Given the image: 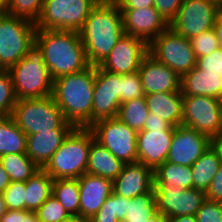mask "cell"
I'll use <instances>...</instances> for the list:
<instances>
[{
    "label": "cell",
    "mask_w": 222,
    "mask_h": 222,
    "mask_svg": "<svg viewBox=\"0 0 222 222\" xmlns=\"http://www.w3.org/2000/svg\"><path fill=\"white\" fill-rule=\"evenodd\" d=\"M79 34L88 63L99 66L125 34L118 3L115 0H99Z\"/></svg>",
    "instance_id": "6da1fadb"
},
{
    "label": "cell",
    "mask_w": 222,
    "mask_h": 222,
    "mask_svg": "<svg viewBox=\"0 0 222 222\" xmlns=\"http://www.w3.org/2000/svg\"><path fill=\"white\" fill-rule=\"evenodd\" d=\"M35 43L43 52L52 80L81 72L90 66L77 31L36 30Z\"/></svg>",
    "instance_id": "7a4b0ae2"
},
{
    "label": "cell",
    "mask_w": 222,
    "mask_h": 222,
    "mask_svg": "<svg viewBox=\"0 0 222 222\" xmlns=\"http://www.w3.org/2000/svg\"><path fill=\"white\" fill-rule=\"evenodd\" d=\"M95 66L53 80L52 97L66 121L75 127L92 125Z\"/></svg>",
    "instance_id": "3957f363"
},
{
    "label": "cell",
    "mask_w": 222,
    "mask_h": 222,
    "mask_svg": "<svg viewBox=\"0 0 222 222\" xmlns=\"http://www.w3.org/2000/svg\"><path fill=\"white\" fill-rule=\"evenodd\" d=\"M94 134L89 127H75L43 168L53 179L80 178L86 173Z\"/></svg>",
    "instance_id": "277c9868"
},
{
    "label": "cell",
    "mask_w": 222,
    "mask_h": 222,
    "mask_svg": "<svg viewBox=\"0 0 222 222\" xmlns=\"http://www.w3.org/2000/svg\"><path fill=\"white\" fill-rule=\"evenodd\" d=\"M10 73L17 100L52 95L53 80L44 61L42 50L34 43L26 56L13 65Z\"/></svg>",
    "instance_id": "5b68a950"
},
{
    "label": "cell",
    "mask_w": 222,
    "mask_h": 222,
    "mask_svg": "<svg viewBox=\"0 0 222 222\" xmlns=\"http://www.w3.org/2000/svg\"><path fill=\"white\" fill-rule=\"evenodd\" d=\"M11 117L26 135L58 129L66 121L52 95L17 100Z\"/></svg>",
    "instance_id": "8992f818"
},
{
    "label": "cell",
    "mask_w": 222,
    "mask_h": 222,
    "mask_svg": "<svg viewBox=\"0 0 222 222\" xmlns=\"http://www.w3.org/2000/svg\"><path fill=\"white\" fill-rule=\"evenodd\" d=\"M35 23L8 14L0 15V70L8 71L26 56L35 43Z\"/></svg>",
    "instance_id": "52a82bcc"
},
{
    "label": "cell",
    "mask_w": 222,
    "mask_h": 222,
    "mask_svg": "<svg viewBox=\"0 0 222 222\" xmlns=\"http://www.w3.org/2000/svg\"><path fill=\"white\" fill-rule=\"evenodd\" d=\"M99 0H44L36 30L79 32Z\"/></svg>",
    "instance_id": "ba28073f"
},
{
    "label": "cell",
    "mask_w": 222,
    "mask_h": 222,
    "mask_svg": "<svg viewBox=\"0 0 222 222\" xmlns=\"http://www.w3.org/2000/svg\"><path fill=\"white\" fill-rule=\"evenodd\" d=\"M149 54L165 64L180 77L196 66V56L191 42L170 26L162 31L149 45Z\"/></svg>",
    "instance_id": "9c48e42d"
},
{
    "label": "cell",
    "mask_w": 222,
    "mask_h": 222,
    "mask_svg": "<svg viewBox=\"0 0 222 222\" xmlns=\"http://www.w3.org/2000/svg\"><path fill=\"white\" fill-rule=\"evenodd\" d=\"M97 142L123 164L138 162L137 132L119 118L103 119L89 127Z\"/></svg>",
    "instance_id": "30bf717a"
},
{
    "label": "cell",
    "mask_w": 222,
    "mask_h": 222,
    "mask_svg": "<svg viewBox=\"0 0 222 222\" xmlns=\"http://www.w3.org/2000/svg\"><path fill=\"white\" fill-rule=\"evenodd\" d=\"M222 100L209 96H183L182 125L208 136L221 133Z\"/></svg>",
    "instance_id": "8fae6325"
},
{
    "label": "cell",
    "mask_w": 222,
    "mask_h": 222,
    "mask_svg": "<svg viewBox=\"0 0 222 222\" xmlns=\"http://www.w3.org/2000/svg\"><path fill=\"white\" fill-rule=\"evenodd\" d=\"M222 8L211 0H184L169 26L187 39L212 29Z\"/></svg>",
    "instance_id": "7c38bea8"
},
{
    "label": "cell",
    "mask_w": 222,
    "mask_h": 222,
    "mask_svg": "<svg viewBox=\"0 0 222 222\" xmlns=\"http://www.w3.org/2000/svg\"><path fill=\"white\" fill-rule=\"evenodd\" d=\"M121 105V75L95 66L92 125L118 116Z\"/></svg>",
    "instance_id": "4fadbf2b"
},
{
    "label": "cell",
    "mask_w": 222,
    "mask_h": 222,
    "mask_svg": "<svg viewBox=\"0 0 222 222\" xmlns=\"http://www.w3.org/2000/svg\"><path fill=\"white\" fill-rule=\"evenodd\" d=\"M157 212L166 218L189 216L197 213L206 200L204 191L196 188H174L173 186H154Z\"/></svg>",
    "instance_id": "5bb4252c"
},
{
    "label": "cell",
    "mask_w": 222,
    "mask_h": 222,
    "mask_svg": "<svg viewBox=\"0 0 222 222\" xmlns=\"http://www.w3.org/2000/svg\"><path fill=\"white\" fill-rule=\"evenodd\" d=\"M148 53V44L143 39L124 34L99 67L119 75L132 74L138 72Z\"/></svg>",
    "instance_id": "9a60e30c"
},
{
    "label": "cell",
    "mask_w": 222,
    "mask_h": 222,
    "mask_svg": "<svg viewBox=\"0 0 222 222\" xmlns=\"http://www.w3.org/2000/svg\"><path fill=\"white\" fill-rule=\"evenodd\" d=\"M211 146V139L193 128L178 125L174 133L166 161L192 166Z\"/></svg>",
    "instance_id": "2e32d148"
},
{
    "label": "cell",
    "mask_w": 222,
    "mask_h": 222,
    "mask_svg": "<svg viewBox=\"0 0 222 222\" xmlns=\"http://www.w3.org/2000/svg\"><path fill=\"white\" fill-rule=\"evenodd\" d=\"M120 10L125 34L141 38L148 45L169 27L154 7Z\"/></svg>",
    "instance_id": "e0dca14e"
},
{
    "label": "cell",
    "mask_w": 222,
    "mask_h": 222,
    "mask_svg": "<svg viewBox=\"0 0 222 222\" xmlns=\"http://www.w3.org/2000/svg\"><path fill=\"white\" fill-rule=\"evenodd\" d=\"M138 74L145 95L180 91L181 77L149 53L143 58Z\"/></svg>",
    "instance_id": "ac0fdd59"
},
{
    "label": "cell",
    "mask_w": 222,
    "mask_h": 222,
    "mask_svg": "<svg viewBox=\"0 0 222 222\" xmlns=\"http://www.w3.org/2000/svg\"><path fill=\"white\" fill-rule=\"evenodd\" d=\"M74 128L73 124L65 121L58 129L27 135V156L40 169H43Z\"/></svg>",
    "instance_id": "d6986e66"
},
{
    "label": "cell",
    "mask_w": 222,
    "mask_h": 222,
    "mask_svg": "<svg viewBox=\"0 0 222 222\" xmlns=\"http://www.w3.org/2000/svg\"><path fill=\"white\" fill-rule=\"evenodd\" d=\"M174 129L142 130L137 133L138 162L153 170L168 156Z\"/></svg>",
    "instance_id": "ffe728a7"
},
{
    "label": "cell",
    "mask_w": 222,
    "mask_h": 222,
    "mask_svg": "<svg viewBox=\"0 0 222 222\" xmlns=\"http://www.w3.org/2000/svg\"><path fill=\"white\" fill-rule=\"evenodd\" d=\"M113 193L135 198L154 188V170L142 163L124 164L121 173L112 181Z\"/></svg>",
    "instance_id": "44dd1931"
},
{
    "label": "cell",
    "mask_w": 222,
    "mask_h": 222,
    "mask_svg": "<svg viewBox=\"0 0 222 222\" xmlns=\"http://www.w3.org/2000/svg\"><path fill=\"white\" fill-rule=\"evenodd\" d=\"M79 216L91 219L112 194V180L85 173L78 178Z\"/></svg>",
    "instance_id": "7402d4cb"
},
{
    "label": "cell",
    "mask_w": 222,
    "mask_h": 222,
    "mask_svg": "<svg viewBox=\"0 0 222 222\" xmlns=\"http://www.w3.org/2000/svg\"><path fill=\"white\" fill-rule=\"evenodd\" d=\"M183 96H209L222 100V72H202L197 66L181 77Z\"/></svg>",
    "instance_id": "603a6c76"
},
{
    "label": "cell",
    "mask_w": 222,
    "mask_h": 222,
    "mask_svg": "<svg viewBox=\"0 0 222 222\" xmlns=\"http://www.w3.org/2000/svg\"><path fill=\"white\" fill-rule=\"evenodd\" d=\"M149 113L170 123L173 127L182 125L183 95L179 92H156L145 95Z\"/></svg>",
    "instance_id": "cb8c5ba5"
},
{
    "label": "cell",
    "mask_w": 222,
    "mask_h": 222,
    "mask_svg": "<svg viewBox=\"0 0 222 222\" xmlns=\"http://www.w3.org/2000/svg\"><path fill=\"white\" fill-rule=\"evenodd\" d=\"M124 164L95 139L91 142L86 173L114 180Z\"/></svg>",
    "instance_id": "d4e9b609"
},
{
    "label": "cell",
    "mask_w": 222,
    "mask_h": 222,
    "mask_svg": "<svg viewBox=\"0 0 222 222\" xmlns=\"http://www.w3.org/2000/svg\"><path fill=\"white\" fill-rule=\"evenodd\" d=\"M191 166H183L165 161L154 170V186L193 188Z\"/></svg>",
    "instance_id": "484cf974"
},
{
    "label": "cell",
    "mask_w": 222,
    "mask_h": 222,
    "mask_svg": "<svg viewBox=\"0 0 222 222\" xmlns=\"http://www.w3.org/2000/svg\"><path fill=\"white\" fill-rule=\"evenodd\" d=\"M53 181L44 169H40L25 182L26 211L35 212L52 195Z\"/></svg>",
    "instance_id": "4316f807"
},
{
    "label": "cell",
    "mask_w": 222,
    "mask_h": 222,
    "mask_svg": "<svg viewBox=\"0 0 222 222\" xmlns=\"http://www.w3.org/2000/svg\"><path fill=\"white\" fill-rule=\"evenodd\" d=\"M220 165L217 152L210 146L191 166L193 188L206 192Z\"/></svg>",
    "instance_id": "83f0119b"
},
{
    "label": "cell",
    "mask_w": 222,
    "mask_h": 222,
    "mask_svg": "<svg viewBox=\"0 0 222 222\" xmlns=\"http://www.w3.org/2000/svg\"><path fill=\"white\" fill-rule=\"evenodd\" d=\"M27 135L17 126L11 116L0 117V156L26 153Z\"/></svg>",
    "instance_id": "f1b7e54d"
},
{
    "label": "cell",
    "mask_w": 222,
    "mask_h": 222,
    "mask_svg": "<svg viewBox=\"0 0 222 222\" xmlns=\"http://www.w3.org/2000/svg\"><path fill=\"white\" fill-rule=\"evenodd\" d=\"M0 163L8 173L11 182H26L40 170L26 153L2 155Z\"/></svg>",
    "instance_id": "f546056e"
},
{
    "label": "cell",
    "mask_w": 222,
    "mask_h": 222,
    "mask_svg": "<svg viewBox=\"0 0 222 222\" xmlns=\"http://www.w3.org/2000/svg\"><path fill=\"white\" fill-rule=\"evenodd\" d=\"M79 183L77 178L55 179L52 195L60 202L70 216H79Z\"/></svg>",
    "instance_id": "4dcf8cb0"
},
{
    "label": "cell",
    "mask_w": 222,
    "mask_h": 222,
    "mask_svg": "<svg viewBox=\"0 0 222 222\" xmlns=\"http://www.w3.org/2000/svg\"><path fill=\"white\" fill-rule=\"evenodd\" d=\"M148 114L149 110L144 96L122 103L117 118L138 133L144 129Z\"/></svg>",
    "instance_id": "1f68e13d"
},
{
    "label": "cell",
    "mask_w": 222,
    "mask_h": 222,
    "mask_svg": "<svg viewBox=\"0 0 222 222\" xmlns=\"http://www.w3.org/2000/svg\"><path fill=\"white\" fill-rule=\"evenodd\" d=\"M156 213L155 194L152 190L135 198H128V214L124 220L126 222H147Z\"/></svg>",
    "instance_id": "d6a6232c"
},
{
    "label": "cell",
    "mask_w": 222,
    "mask_h": 222,
    "mask_svg": "<svg viewBox=\"0 0 222 222\" xmlns=\"http://www.w3.org/2000/svg\"><path fill=\"white\" fill-rule=\"evenodd\" d=\"M44 0H8L6 14L36 23L40 17Z\"/></svg>",
    "instance_id": "836d02e7"
},
{
    "label": "cell",
    "mask_w": 222,
    "mask_h": 222,
    "mask_svg": "<svg viewBox=\"0 0 222 222\" xmlns=\"http://www.w3.org/2000/svg\"><path fill=\"white\" fill-rule=\"evenodd\" d=\"M17 97L10 73L0 70V117H9L12 114Z\"/></svg>",
    "instance_id": "e575fe53"
},
{
    "label": "cell",
    "mask_w": 222,
    "mask_h": 222,
    "mask_svg": "<svg viewBox=\"0 0 222 222\" xmlns=\"http://www.w3.org/2000/svg\"><path fill=\"white\" fill-rule=\"evenodd\" d=\"M35 213L39 222H64L70 217L54 195H51Z\"/></svg>",
    "instance_id": "d590c367"
},
{
    "label": "cell",
    "mask_w": 222,
    "mask_h": 222,
    "mask_svg": "<svg viewBox=\"0 0 222 222\" xmlns=\"http://www.w3.org/2000/svg\"><path fill=\"white\" fill-rule=\"evenodd\" d=\"M189 40L196 59L201 56L209 55L214 50L221 47L214 28L204 31L200 35L194 36Z\"/></svg>",
    "instance_id": "8d00e7d4"
},
{
    "label": "cell",
    "mask_w": 222,
    "mask_h": 222,
    "mask_svg": "<svg viewBox=\"0 0 222 222\" xmlns=\"http://www.w3.org/2000/svg\"><path fill=\"white\" fill-rule=\"evenodd\" d=\"M144 96L145 94L138 72L121 75V104Z\"/></svg>",
    "instance_id": "74e56055"
},
{
    "label": "cell",
    "mask_w": 222,
    "mask_h": 222,
    "mask_svg": "<svg viewBox=\"0 0 222 222\" xmlns=\"http://www.w3.org/2000/svg\"><path fill=\"white\" fill-rule=\"evenodd\" d=\"M25 182H11L2 193L6 208L9 210H26Z\"/></svg>",
    "instance_id": "f35d334b"
},
{
    "label": "cell",
    "mask_w": 222,
    "mask_h": 222,
    "mask_svg": "<svg viewBox=\"0 0 222 222\" xmlns=\"http://www.w3.org/2000/svg\"><path fill=\"white\" fill-rule=\"evenodd\" d=\"M195 217L197 222H222V203L206 199Z\"/></svg>",
    "instance_id": "ab89813d"
},
{
    "label": "cell",
    "mask_w": 222,
    "mask_h": 222,
    "mask_svg": "<svg viewBox=\"0 0 222 222\" xmlns=\"http://www.w3.org/2000/svg\"><path fill=\"white\" fill-rule=\"evenodd\" d=\"M196 66L202 72H222V47L206 56L197 58Z\"/></svg>",
    "instance_id": "60d3db41"
},
{
    "label": "cell",
    "mask_w": 222,
    "mask_h": 222,
    "mask_svg": "<svg viewBox=\"0 0 222 222\" xmlns=\"http://www.w3.org/2000/svg\"><path fill=\"white\" fill-rule=\"evenodd\" d=\"M184 0H155L154 8L170 24L177 16L178 10Z\"/></svg>",
    "instance_id": "b9f144b4"
},
{
    "label": "cell",
    "mask_w": 222,
    "mask_h": 222,
    "mask_svg": "<svg viewBox=\"0 0 222 222\" xmlns=\"http://www.w3.org/2000/svg\"><path fill=\"white\" fill-rule=\"evenodd\" d=\"M118 217L114 208V193L106 199L98 212L89 219V222H117Z\"/></svg>",
    "instance_id": "7bdbcfd3"
},
{
    "label": "cell",
    "mask_w": 222,
    "mask_h": 222,
    "mask_svg": "<svg viewBox=\"0 0 222 222\" xmlns=\"http://www.w3.org/2000/svg\"><path fill=\"white\" fill-rule=\"evenodd\" d=\"M205 195L207 200L222 203V163Z\"/></svg>",
    "instance_id": "ee69618b"
},
{
    "label": "cell",
    "mask_w": 222,
    "mask_h": 222,
    "mask_svg": "<svg viewBox=\"0 0 222 222\" xmlns=\"http://www.w3.org/2000/svg\"><path fill=\"white\" fill-rule=\"evenodd\" d=\"M152 129H174V127L170 123L166 122L164 119L157 117L152 113H149L145 121L143 130L152 131Z\"/></svg>",
    "instance_id": "f6af8a7d"
},
{
    "label": "cell",
    "mask_w": 222,
    "mask_h": 222,
    "mask_svg": "<svg viewBox=\"0 0 222 222\" xmlns=\"http://www.w3.org/2000/svg\"><path fill=\"white\" fill-rule=\"evenodd\" d=\"M120 9H140L154 7L155 0H115Z\"/></svg>",
    "instance_id": "bcb514c9"
},
{
    "label": "cell",
    "mask_w": 222,
    "mask_h": 222,
    "mask_svg": "<svg viewBox=\"0 0 222 222\" xmlns=\"http://www.w3.org/2000/svg\"><path fill=\"white\" fill-rule=\"evenodd\" d=\"M114 208L118 220H124L128 214V198L119 196L114 193Z\"/></svg>",
    "instance_id": "7dc6e473"
},
{
    "label": "cell",
    "mask_w": 222,
    "mask_h": 222,
    "mask_svg": "<svg viewBox=\"0 0 222 222\" xmlns=\"http://www.w3.org/2000/svg\"><path fill=\"white\" fill-rule=\"evenodd\" d=\"M26 210H9L1 217L0 222H21L23 216L27 213Z\"/></svg>",
    "instance_id": "c3c4849f"
},
{
    "label": "cell",
    "mask_w": 222,
    "mask_h": 222,
    "mask_svg": "<svg viewBox=\"0 0 222 222\" xmlns=\"http://www.w3.org/2000/svg\"><path fill=\"white\" fill-rule=\"evenodd\" d=\"M211 146L217 152L218 158L222 163V133L211 138Z\"/></svg>",
    "instance_id": "681fc988"
},
{
    "label": "cell",
    "mask_w": 222,
    "mask_h": 222,
    "mask_svg": "<svg viewBox=\"0 0 222 222\" xmlns=\"http://www.w3.org/2000/svg\"><path fill=\"white\" fill-rule=\"evenodd\" d=\"M10 183L9 175L0 163V193H3Z\"/></svg>",
    "instance_id": "f907efd6"
},
{
    "label": "cell",
    "mask_w": 222,
    "mask_h": 222,
    "mask_svg": "<svg viewBox=\"0 0 222 222\" xmlns=\"http://www.w3.org/2000/svg\"><path fill=\"white\" fill-rule=\"evenodd\" d=\"M214 30L217 36V39L219 40L220 46L222 47V9L218 13L215 25H214Z\"/></svg>",
    "instance_id": "816d5d0a"
},
{
    "label": "cell",
    "mask_w": 222,
    "mask_h": 222,
    "mask_svg": "<svg viewBox=\"0 0 222 222\" xmlns=\"http://www.w3.org/2000/svg\"><path fill=\"white\" fill-rule=\"evenodd\" d=\"M167 222H197V219L194 215L175 216V217L167 218Z\"/></svg>",
    "instance_id": "f5cc1de1"
},
{
    "label": "cell",
    "mask_w": 222,
    "mask_h": 222,
    "mask_svg": "<svg viewBox=\"0 0 222 222\" xmlns=\"http://www.w3.org/2000/svg\"><path fill=\"white\" fill-rule=\"evenodd\" d=\"M21 222H39L35 212L28 211L21 219Z\"/></svg>",
    "instance_id": "db71d44e"
},
{
    "label": "cell",
    "mask_w": 222,
    "mask_h": 222,
    "mask_svg": "<svg viewBox=\"0 0 222 222\" xmlns=\"http://www.w3.org/2000/svg\"><path fill=\"white\" fill-rule=\"evenodd\" d=\"M147 222H167V218L161 213L157 212L153 217L148 219Z\"/></svg>",
    "instance_id": "11a10c76"
},
{
    "label": "cell",
    "mask_w": 222,
    "mask_h": 222,
    "mask_svg": "<svg viewBox=\"0 0 222 222\" xmlns=\"http://www.w3.org/2000/svg\"><path fill=\"white\" fill-rule=\"evenodd\" d=\"M64 222H89V220L82 216H70Z\"/></svg>",
    "instance_id": "9f6ffc18"
},
{
    "label": "cell",
    "mask_w": 222,
    "mask_h": 222,
    "mask_svg": "<svg viewBox=\"0 0 222 222\" xmlns=\"http://www.w3.org/2000/svg\"><path fill=\"white\" fill-rule=\"evenodd\" d=\"M6 211H7V208H6L5 201H4L2 193H0V219L5 214Z\"/></svg>",
    "instance_id": "6f0895ef"
},
{
    "label": "cell",
    "mask_w": 222,
    "mask_h": 222,
    "mask_svg": "<svg viewBox=\"0 0 222 222\" xmlns=\"http://www.w3.org/2000/svg\"><path fill=\"white\" fill-rule=\"evenodd\" d=\"M8 0H0V15L6 13Z\"/></svg>",
    "instance_id": "680465c9"
},
{
    "label": "cell",
    "mask_w": 222,
    "mask_h": 222,
    "mask_svg": "<svg viewBox=\"0 0 222 222\" xmlns=\"http://www.w3.org/2000/svg\"><path fill=\"white\" fill-rule=\"evenodd\" d=\"M222 8V0H211Z\"/></svg>",
    "instance_id": "91938a15"
},
{
    "label": "cell",
    "mask_w": 222,
    "mask_h": 222,
    "mask_svg": "<svg viewBox=\"0 0 222 222\" xmlns=\"http://www.w3.org/2000/svg\"><path fill=\"white\" fill-rule=\"evenodd\" d=\"M117 222H126L125 220H118Z\"/></svg>",
    "instance_id": "94428289"
}]
</instances>
